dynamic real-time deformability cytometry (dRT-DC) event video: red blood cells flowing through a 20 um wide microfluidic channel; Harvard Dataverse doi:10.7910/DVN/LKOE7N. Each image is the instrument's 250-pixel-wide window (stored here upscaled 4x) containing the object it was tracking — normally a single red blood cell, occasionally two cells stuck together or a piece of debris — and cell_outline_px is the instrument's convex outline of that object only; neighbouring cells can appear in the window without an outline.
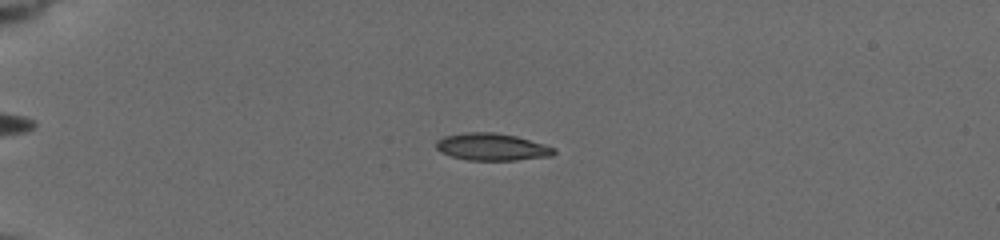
{"species": "common noctule bat (a hibernating species)", "species_latin": "Nyctalus noctula", "temperature_condition": "cold", "stored_images_in_passage": 57, "camera_frame_rate_fps": 3000, "um_per_image_px": 0.085, "animal": {"sex": "female", "body_mass_g": 19.5, "forearm_length_mm": 54.1}, "frame": {"image": 1, "passage_image": 16, "time_ms": 5.0, "image_size_px": [1000, 240], "cell_outline_px": [[556, 152], [552, 156], [516, 160], [468, 160], [452, 156], [440, 152], [436, 148], [436, 140], [444, 136], [464, 132], [496, 132], [516, 136], [544, 144], [556, 148]], "centroid_in_image_um": [41.81, 12.48], "position_along_channel_um": 43.2, "area_um2": 18.79}}
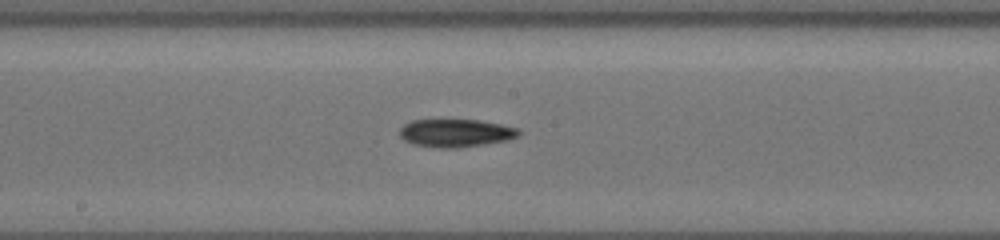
{"frame": {"image": 2, "passage_image": 33, "time_ms": 10.667, "image_size_px": [1000, 240], "cell_outline_px": [[520, 132], [516, 136], [508, 140], [484, 144], [456, 148], [440, 148], [412, 144], [404, 140], [400, 136], [400, 128], [404, 124], [412, 120], [476, 120], [500, 124], [516, 128]], "centroid_in_image_um": [38.69, 11.31], "position_along_channel_um": 209.5, "area_um2": 19.19}}
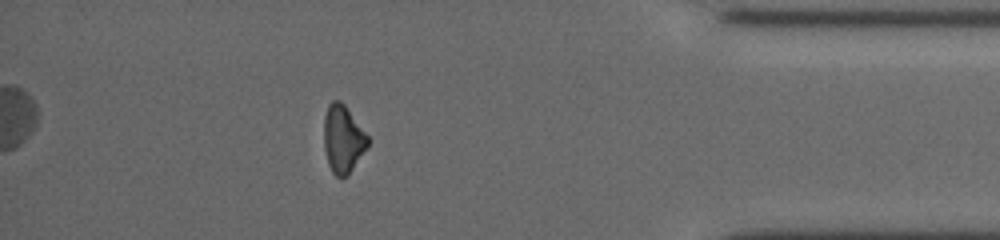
{"frame": {"image": 3, "passage_image": 51, "time_ms": 16.667, "image_size_px": [1000, 240], "cell_outline_px": [[368, 144], [348, 176], [340, 180], [332, 172], [328, 164], [324, 148], [324, 116], [328, 104], [332, 100], [340, 100], [344, 104], [368, 136]], "centroid_in_image_um": [29.12, 11.83], "position_along_channel_um": 406.1, "area_um2": 17.28}, "authors_computed_cell_mechanics": {"area_um2": 18.5538, "velocity_mm_per_s": 3.7724, "shape_relaxation_time_tau1_ms": 4.2879, "shape_relaxation_time_tau2_ms": null, "deformation_change_tau1": 0.1538, "deformation_change_tau2": null}}